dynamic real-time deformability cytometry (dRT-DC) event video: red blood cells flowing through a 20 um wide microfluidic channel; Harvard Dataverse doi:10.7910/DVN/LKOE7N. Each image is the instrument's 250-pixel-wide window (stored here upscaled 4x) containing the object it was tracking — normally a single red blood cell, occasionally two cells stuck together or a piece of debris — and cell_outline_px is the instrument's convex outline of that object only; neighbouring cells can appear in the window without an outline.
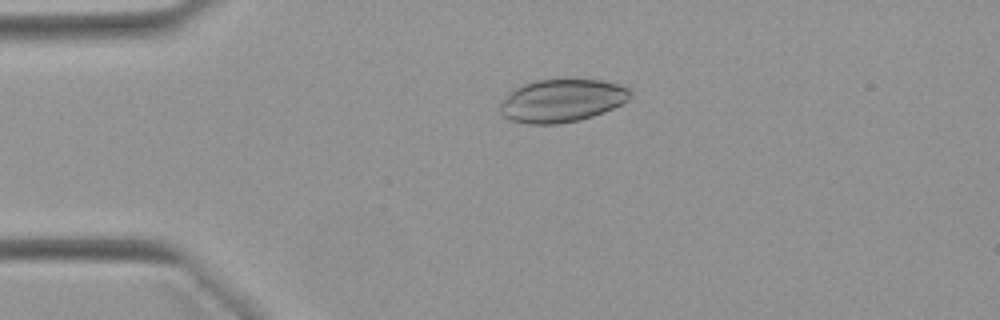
{"species": "Egyptian fruit bat (a non-hibernating species)", "species_latin": "Rousettus aegyptiacus", "temperature_condition": "warm", "stored_images_in_passage": 14, "camera_frame_rate_fps": 3000, "um_per_image_px": 0.085, "animal": {"sex": "female"}, "frame": {"image": 1, "passage_image": 8, "time_ms": 2.333, "image_size_px": [1000, 320], "cell_outline_px": [[628, 100], [612, 108], [592, 116], [580, 120], [556, 124], [528, 124], [512, 120], [504, 116], [500, 112], [500, 100], [516, 88], [524, 84], [536, 80], [604, 80], [628, 88]], "centroid_in_image_um": [47.7, 8.56], "position_along_channel_um": 37.3, "area_um2": 32.08}}
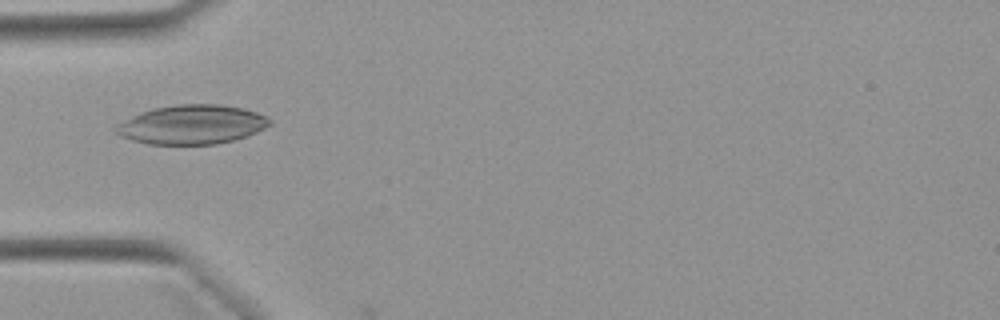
{"frame": {"image": 2, "passage_image": 13, "time_ms": 4.0, "image_size_px": [1000, 320], "cell_outline_px": [[272, 124], [256, 132], [232, 140], [216, 144], [148, 144], [132, 140], [120, 136], [112, 132], [112, 128], [116, 124], [140, 112], [152, 108], [176, 104], [220, 104], [244, 108], [268, 116], [272, 120]], "centroid_in_image_um": [16.27, 10.58], "position_along_channel_um": 68.7, "area_um2": 35.37}}